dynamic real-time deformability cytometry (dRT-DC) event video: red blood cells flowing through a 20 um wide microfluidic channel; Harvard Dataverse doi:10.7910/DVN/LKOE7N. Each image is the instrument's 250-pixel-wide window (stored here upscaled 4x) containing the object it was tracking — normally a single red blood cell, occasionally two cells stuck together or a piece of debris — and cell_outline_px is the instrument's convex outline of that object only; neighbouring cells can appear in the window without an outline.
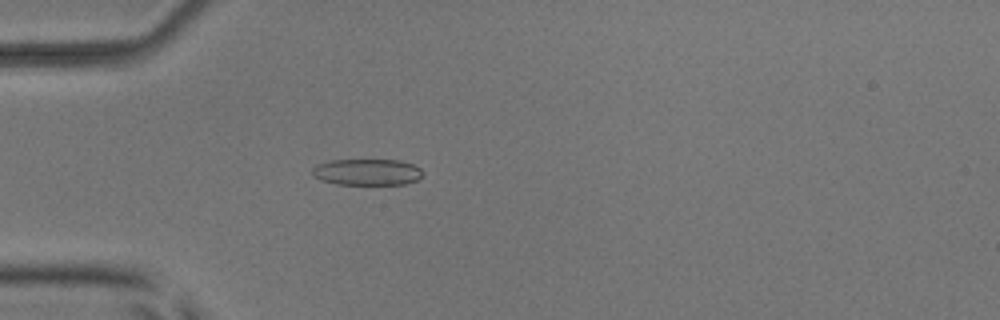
{"species": "common noctule bat (a hibernating species)", "species_latin": "Nyctalus noctula", "temperature_condition": "room temperature", "stored_images_in_passage": 4, "camera_frame_rate_fps": 3000, "um_per_image_px": 0.085, "animal": {"sex": "male", "body_mass_g": 17.9, "forearm_length_mm": 54.2}, "frame": {"image": 1, "passage_image": 4, "time_ms": 1.0, "image_size_px": [1000, 320], "cell_outline_px": [[424, 172], [416, 180], [404, 184], [336, 184], [320, 180], [312, 176], [312, 168], [316, 164], [332, 160], [400, 160], [412, 164], [420, 168]], "centroid_in_image_um": [31.16, 14.62], "position_along_channel_um": 53.8, "area_um2": 16.99}}